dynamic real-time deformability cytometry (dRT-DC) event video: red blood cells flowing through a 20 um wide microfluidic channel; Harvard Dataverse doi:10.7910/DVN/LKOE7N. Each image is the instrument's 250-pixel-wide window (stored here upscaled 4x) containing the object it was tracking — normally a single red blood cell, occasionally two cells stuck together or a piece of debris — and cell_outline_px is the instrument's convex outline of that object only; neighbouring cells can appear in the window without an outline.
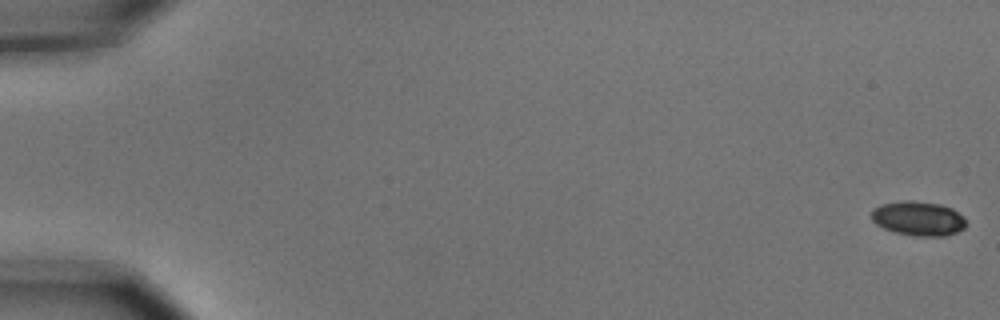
{"species": "common noctule bat (a hibernating species)", "species_latin": "Nyctalus noctula", "temperature_condition": "cold", "stored_images_in_passage": 8, "camera_frame_rate_fps": 3000, "um_per_image_px": 0.085, "animal": {"sex": "male", "body_mass_g": 15.6}, "frame": {"image": 1, "passage_image": 1, "time_ms": 0.0, "image_size_px": [1000, 320], "cell_outline_px": [[968, 224], [964, 228], [956, 232], [944, 236], [916, 236], [896, 232], [884, 228], [876, 224], [872, 220], [872, 212], [880, 204], [904, 200], [908, 200], [940, 204], [952, 208], [964, 216]], "centroid_in_image_um": [78.1, 18.57], "position_along_channel_um": 6.9, "area_um2": 18.96}}
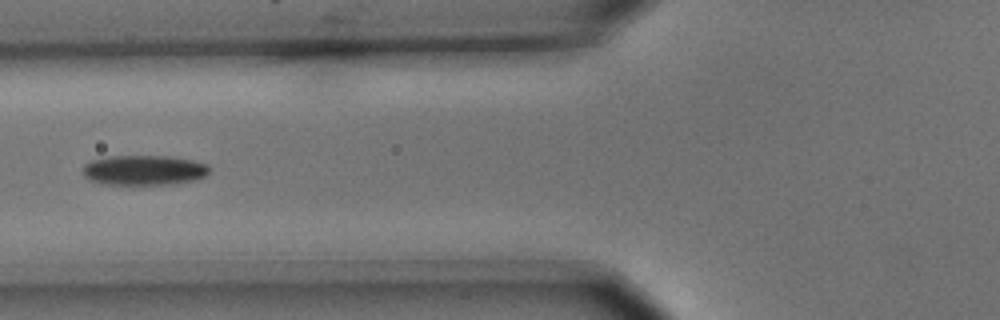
{"frame": {"image": 2, "passage_image": 7, "time_ms": 2.0, "image_size_px": [1000, 320], "cell_outline_px": [[212, 168], [204, 176], [196, 180], [176, 184], [108, 184], [88, 180], [84, 176], [84, 164], [92, 160], [108, 156], [168, 156], [192, 160], [208, 164]], "centroid_in_image_um": [12.27, 14.46], "position_along_channel_um": 113.5, "area_um2": 22.2}}
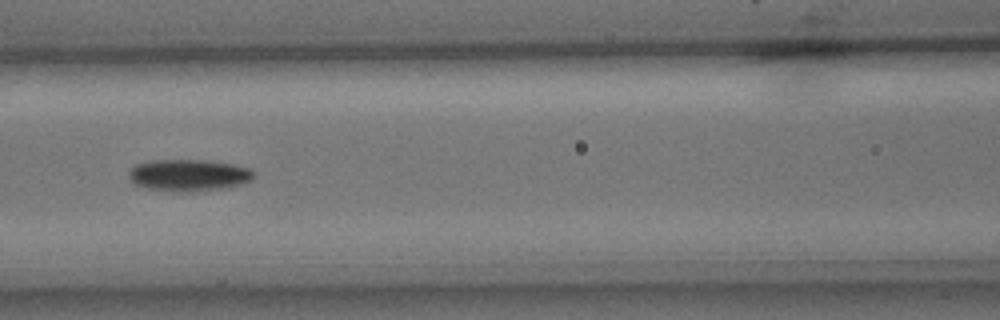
{"frame": {"image": 3, "passage_image": 8, "time_ms": 2.333, "image_size_px": [1000, 320], "cell_outline_px": [[256, 172], [244, 184], [228, 188], [192, 192], [172, 192], [148, 188], [136, 184], [128, 176], [128, 172], [136, 164], [152, 160], [212, 160], [232, 164], [248, 168]], "centroid_in_image_um": [16.05, 14.9], "position_along_channel_um": 150.5, "area_um2": 23.35}}